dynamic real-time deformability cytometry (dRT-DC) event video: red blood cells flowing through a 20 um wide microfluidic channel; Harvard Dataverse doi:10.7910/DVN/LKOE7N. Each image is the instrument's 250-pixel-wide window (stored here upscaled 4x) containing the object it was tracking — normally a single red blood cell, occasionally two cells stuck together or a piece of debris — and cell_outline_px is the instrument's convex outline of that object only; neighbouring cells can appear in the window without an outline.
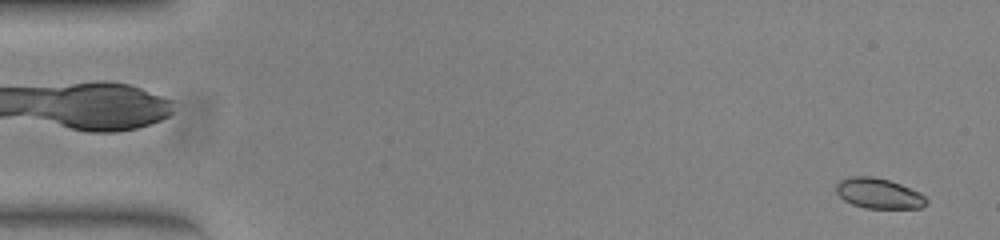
{"species": "common noctule bat (a hibernating species)", "species_latin": "Nyctalus noctula", "temperature_condition": "warm", "stored_images_in_passage": 54, "camera_frame_rate_fps": 3000, "um_per_image_px": 0.085, "animal": {"sex": "female", "body_mass_g": 23.0, "forearm_length_mm": 53.4}, "frame": {"image": 1, "passage_image": 3, "time_ms": 0.667, "image_size_px": [1000, 240], "cell_outline_px": [[928, 204], [920, 208], [864, 208], [852, 204], [844, 200], [836, 192], [836, 184], [840, 180], [848, 176], [872, 176], [888, 180], [900, 184], [920, 192], [928, 200]], "centroid_in_image_um": [74.69, 16.44], "position_along_channel_um": 10.3, "area_um2": 16.01}}
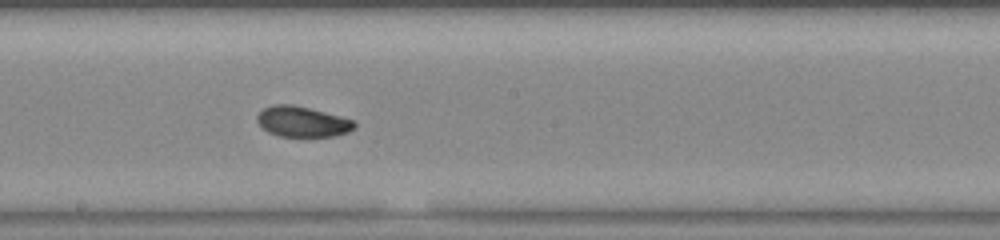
{"frame": {"image": 2, "passage_image": 30, "time_ms": 9.667, "image_size_px": [1000, 240], "cell_outline_px": [[356, 128], [348, 132], [336, 136], [280, 136], [268, 132], [256, 120], [256, 116], [264, 108], [276, 104], [292, 104], [340, 116], [352, 120], [356, 124]], "centroid_in_image_um": [25.71, 10.34], "position_along_channel_um": 222.5, "area_um2": 17.11}}
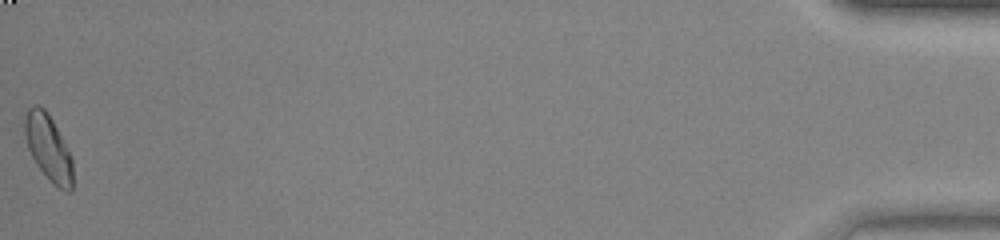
{"frame": {"image": 3, "passage_image": 54, "time_ms": 17.667, "image_size_px": [1000, 240], "cell_outline_px": [[72, 188], [68, 192], [52, 184], [36, 164], [28, 148], [24, 136], [24, 116], [28, 108], [36, 104], [44, 108], [52, 120], [72, 156]], "centroid_in_image_um": [4.09, 12.55], "position_along_channel_um": 431.1, "area_um2": 18.44}, "authors_computed_cell_mechanics": {"area_um2": 17.3978, "velocity_mm_per_s": 3.872, "shape_relaxation_time_tau1_ms": 7.8816, "shape_relaxation_time_tau2_ms": 4.3654, "deformation_change_tau1": 0.1722, "deformation_change_tau2": 0.0675}}